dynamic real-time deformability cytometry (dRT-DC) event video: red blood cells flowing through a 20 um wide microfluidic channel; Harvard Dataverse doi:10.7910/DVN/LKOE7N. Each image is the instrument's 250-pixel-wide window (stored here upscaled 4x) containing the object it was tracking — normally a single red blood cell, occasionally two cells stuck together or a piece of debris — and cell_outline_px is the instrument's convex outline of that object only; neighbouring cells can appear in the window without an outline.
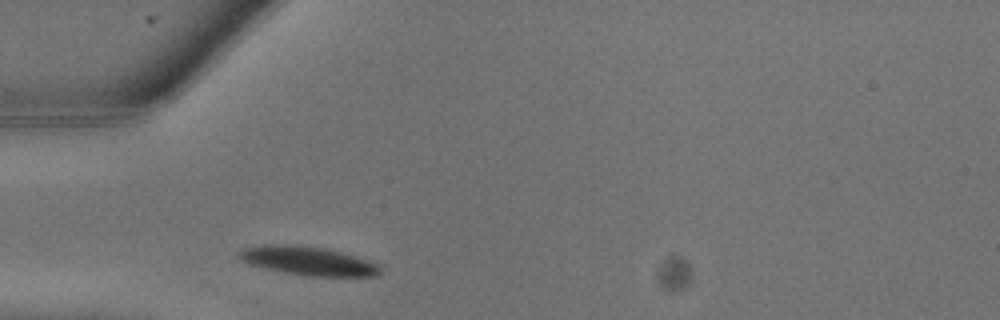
{"species": "common noctule bat (a hibernating species)", "species_latin": "Nyctalus noctula", "temperature_condition": "warm", "stored_images_in_passage": 1, "camera_frame_rate_fps": 3000, "um_per_image_px": 0.085, "animal": {"sex": "male", "body_mass_g": 13.3}, "frame": {"image": 1, "passage_image": 1, "time_ms": 0.0, "image_size_px": [1000, 320], "cell_outline_px": [[380, 272], [376, 276], [308, 276], [284, 272], [252, 264], [240, 260], [236, 256], [236, 252], [244, 248], [264, 244], [292, 244], [324, 248], [376, 260], [380, 264]], "centroid_in_image_um": [26.24, 22.16], "position_along_channel_um": 58.8, "area_um2": 23.93}}